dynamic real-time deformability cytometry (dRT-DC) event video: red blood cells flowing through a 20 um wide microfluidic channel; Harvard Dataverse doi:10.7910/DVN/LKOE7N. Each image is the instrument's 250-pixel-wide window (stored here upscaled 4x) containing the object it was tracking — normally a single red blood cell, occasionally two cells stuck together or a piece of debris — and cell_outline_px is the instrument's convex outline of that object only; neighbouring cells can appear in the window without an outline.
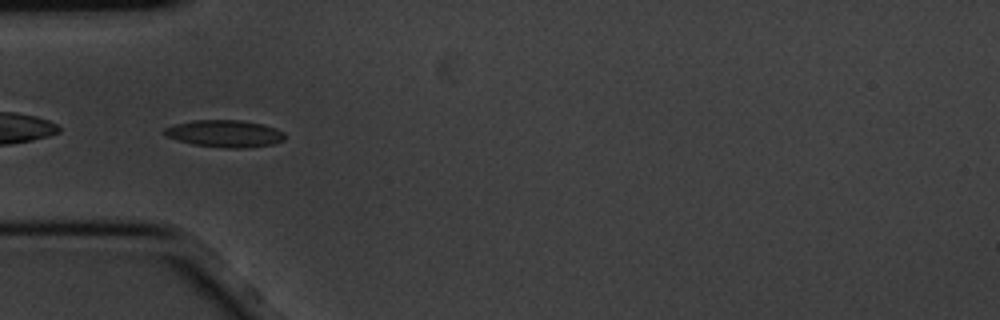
{"species": "common noctule bat (a hibernating species)", "species_latin": "Nyctalus noctula", "temperature_condition": "cold", "stored_images_in_passage": 5, "camera_frame_rate_fps": 3000, "um_per_image_px": 0.085, "animal": {"sex": "male", "body_mass_g": 20.1, "forearm_length_mm": 53.5}, "frame": {"image": 1, "passage_image": 4, "time_ms": 1.0, "image_size_px": [1000, 320], "cell_outline_px": [[284, 140], [272, 144], [248, 148], [224, 148], [192, 144], [164, 136], [164, 128], [172, 124], [192, 120], [240, 120], [260, 124], [276, 128], [284, 132]], "centroid_in_image_um": [19.07, 11.36], "position_along_channel_um": 65.9, "area_um2": 19.13}}
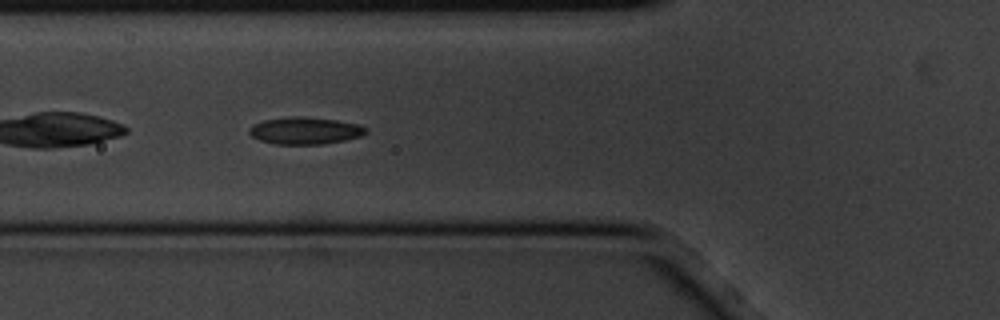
{"frame": {"image": 2, "passage_image": 5, "time_ms": 1.333, "image_size_px": [1000, 320], "cell_outline_px": [[368, 132], [360, 136], [344, 140], [320, 144], [276, 144], [260, 140], [252, 136], [248, 132], [248, 128], [252, 124], [264, 120], [288, 116], [304, 116], [336, 120], [360, 124], [368, 128]], "centroid_in_image_um": [25.92, 11.09], "position_along_channel_um": 99.9, "area_um2": 18.55}}